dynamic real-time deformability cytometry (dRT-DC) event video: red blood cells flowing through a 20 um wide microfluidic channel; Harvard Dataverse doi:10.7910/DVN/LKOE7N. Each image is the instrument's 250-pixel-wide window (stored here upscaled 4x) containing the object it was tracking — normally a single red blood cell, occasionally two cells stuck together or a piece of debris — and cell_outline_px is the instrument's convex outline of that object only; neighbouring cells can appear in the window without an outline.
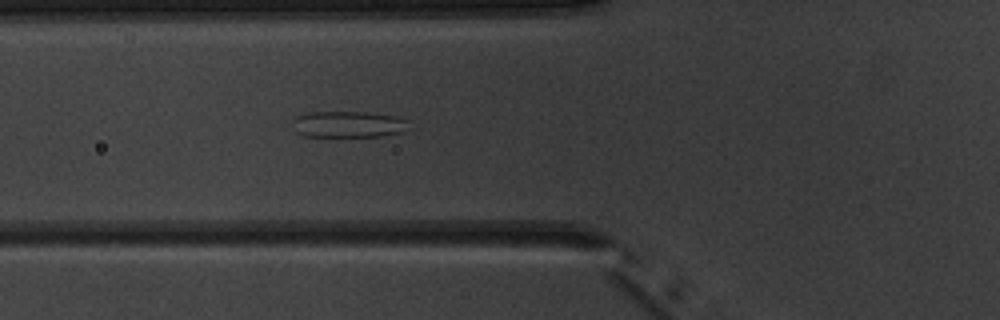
{"species": "common noctule bat (a hibernating species)", "species_latin": "Nyctalus noctula", "temperature_condition": "warm", "stored_images_in_passage": 4, "camera_frame_rate_fps": 3000, "um_per_image_px": 0.085, "animal": {"sex": "male", "body_mass_g": 20.1, "forearm_length_mm": 53.5}, "frame": {"image": 1, "passage_image": 4, "time_ms": 4.333, "image_size_px": [1000, 320], "cell_outline_px": [[408, 120], [404, 132], [380, 136], [304, 136], [296, 132], [292, 120], [296, 116], [312, 112], [368, 112], [396, 116]], "centroid_in_image_um": [29.6, 10.56], "position_along_channel_um": 96.2, "area_um2": 17.74}}